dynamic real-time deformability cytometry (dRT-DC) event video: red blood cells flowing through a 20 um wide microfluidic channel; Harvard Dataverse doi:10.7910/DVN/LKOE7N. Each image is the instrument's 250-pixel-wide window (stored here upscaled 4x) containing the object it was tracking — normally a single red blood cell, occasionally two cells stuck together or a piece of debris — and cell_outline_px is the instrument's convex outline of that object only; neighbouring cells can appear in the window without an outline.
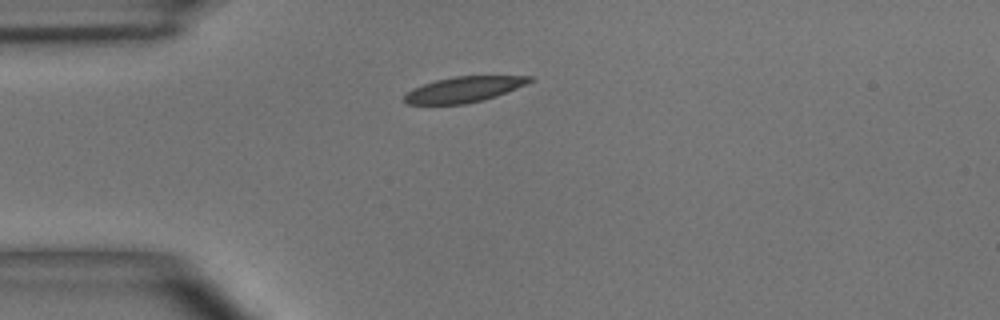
{"species": "common noctule bat (a hibernating species)", "species_latin": "Nyctalus noctula", "temperature_condition": "room temperature", "stored_images_in_passage": 3, "camera_frame_rate_fps": 3000, "um_per_image_px": 0.085, "animal": {"sex": "male", "body_mass_g": 15.6}, "frame": {"image": 1, "passage_image": 1, "time_ms": 0.0, "image_size_px": [1000, 320], "cell_outline_px": [[532, 80], [516, 88], [496, 96], [484, 100], [464, 104], [408, 104], [404, 100], [404, 96], [412, 88], [436, 80], [456, 76], [532, 76]], "centroid_in_image_um": [39.4, 7.6], "position_along_channel_um": 45.6, "area_um2": 18.38}}
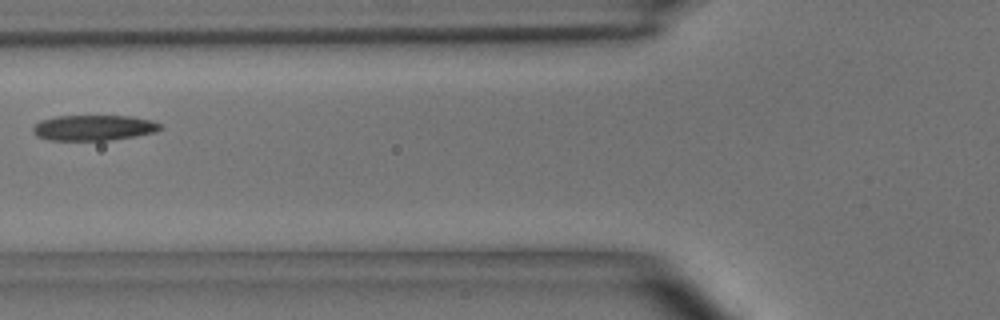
{"frame": {"image": 2, "passage_image": 3, "time_ms": 2.333, "image_size_px": [1000, 320], "cell_outline_px": [[164, 128], [156, 132], [136, 136], [112, 140], [48, 140], [36, 136], [32, 132], [32, 128], [40, 120], [56, 116], [132, 116], [152, 120], [160, 124]], "centroid_in_image_um": [7.98, 10.86], "position_along_channel_um": 117.8, "area_um2": 19.13}}